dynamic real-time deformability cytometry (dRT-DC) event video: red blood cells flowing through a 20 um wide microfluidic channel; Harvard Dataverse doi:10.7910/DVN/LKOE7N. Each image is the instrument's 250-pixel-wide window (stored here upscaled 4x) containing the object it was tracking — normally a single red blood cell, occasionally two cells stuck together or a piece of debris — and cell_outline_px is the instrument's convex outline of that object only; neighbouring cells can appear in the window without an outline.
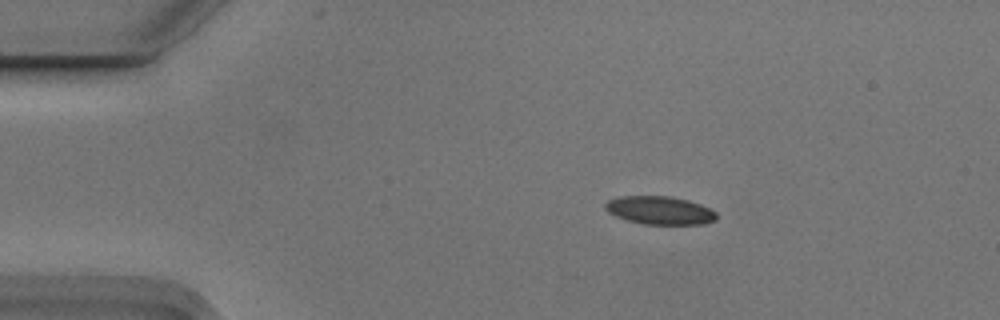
{"species": "Egyptian fruit bat (a non-hibernating species)", "species_latin": "Rousettus aegyptiacus", "temperature_condition": "cold", "stored_images_in_passage": 4, "camera_frame_rate_fps": 3000, "um_per_image_px": 0.085, "animal": {"sex": "male"}, "frame": {"image": 1, "passage_image": 1, "time_ms": 0.0, "image_size_px": [1000, 320], "cell_outline_px": [[716, 220], [704, 224], [644, 224], [628, 220], [616, 216], [608, 212], [604, 208], [604, 204], [608, 200], [620, 196], [668, 196], [688, 200], [700, 204], [716, 212]], "centroid_in_image_um": [56.07, 17.88], "position_along_channel_um": 28.9, "area_um2": 18.21}}
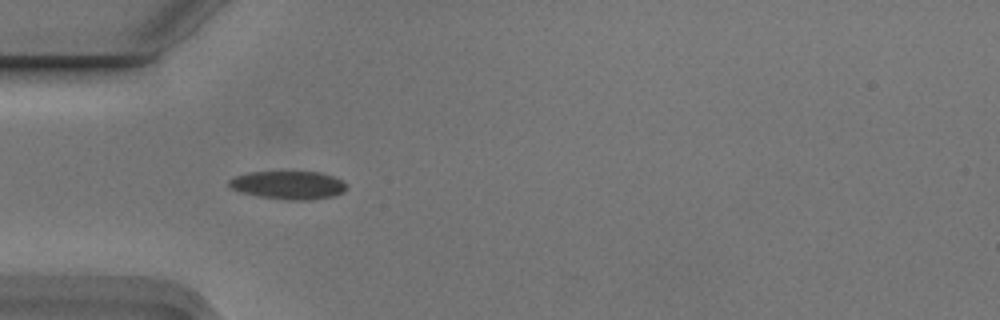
{"frame": {"image": 2, "passage_image": 3, "time_ms": 0.667, "image_size_px": [1000, 320], "cell_outline_px": [[348, 188], [344, 192], [332, 196], [312, 200], [288, 200], [260, 196], [240, 192], [228, 188], [228, 180], [236, 176], [248, 172], [320, 172], [344, 180]], "centroid_in_image_um": [24.52, 15.73], "position_along_channel_um": 60.5, "area_um2": 19.48}}
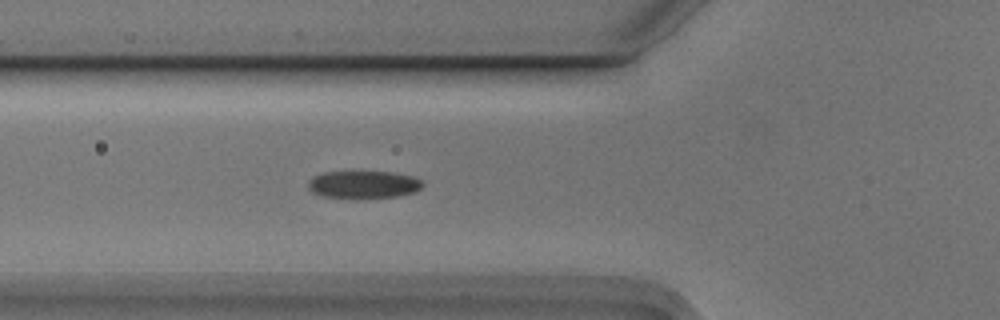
{"frame": {"image": 3, "passage_image": 4, "time_ms": 1.0, "image_size_px": [1000, 320], "cell_outline_px": [[424, 184], [416, 192], [396, 196], [360, 200], [320, 196], [312, 192], [308, 188], [308, 180], [312, 176], [324, 172], [392, 172], [416, 176], [424, 180]], "centroid_in_image_um": [30.91, 15.71], "position_along_channel_um": 94.9, "area_um2": 19.13}}